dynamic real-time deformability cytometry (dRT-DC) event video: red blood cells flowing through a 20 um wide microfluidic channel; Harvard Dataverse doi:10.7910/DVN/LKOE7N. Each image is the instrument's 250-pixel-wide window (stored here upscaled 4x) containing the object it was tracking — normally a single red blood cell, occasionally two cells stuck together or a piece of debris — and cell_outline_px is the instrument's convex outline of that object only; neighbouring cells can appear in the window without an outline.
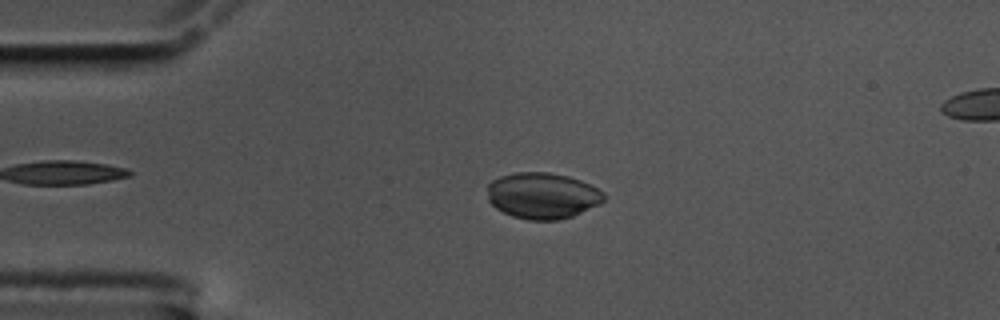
{"species": "common noctule bat (a hibernating species)", "species_latin": "Nyctalus noctula", "temperature_condition": "cold", "stored_images_in_passage": 51, "camera_frame_rate_fps": 3000, "um_per_image_px": 0.085, "animal": {"sex": "male", "body_mass_g": 17.5, "forearm_length_mm": 52.3}, "frame": {"image": 1, "passage_image": 12, "time_ms": 3.667, "image_size_px": [1000, 320], "cell_outline_px": [[604, 200], [600, 204], [572, 216], [560, 220], [528, 220], [512, 216], [496, 208], [488, 200], [488, 184], [492, 180], [500, 176], [516, 172], [548, 172], [568, 176], [580, 180], [604, 192]], "centroid_in_image_um": [46.1, 16.63], "position_along_channel_um": 38.9, "area_um2": 31.33}}
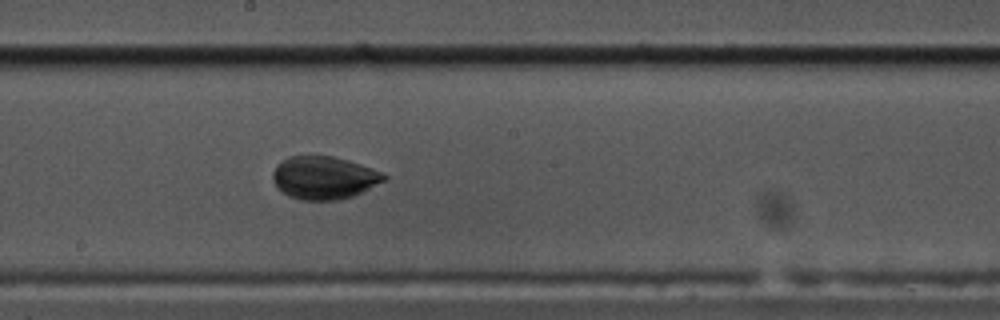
{"frame": {"image": 2, "passage_image": 30, "time_ms": 9.667, "image_size_px": [1000, 320], "cell_outline_px": [[388, 180], [352, 196], [336, 200], [300, 200], [288, 196], [276, 188], [272, 180], [272, 172], [276, 164], [288, 156], [332, 156], [360, 164], [384, 172], [388, 176]], "centroid_in_image_um": [27.52, 15.11], "position_along_channel_um": 220.7, "area_um2": 28.09}}
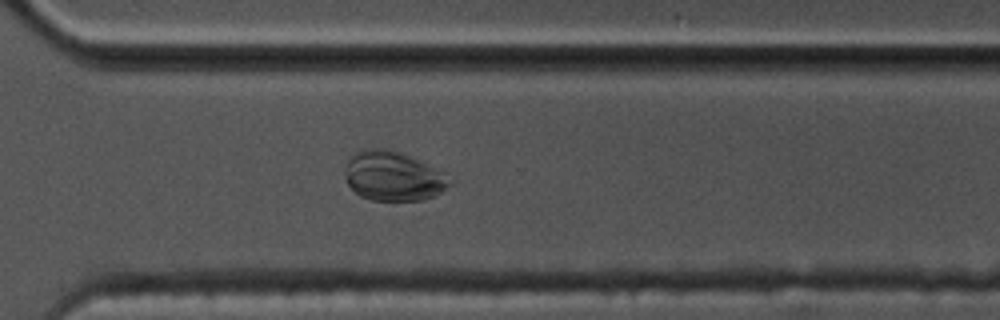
{"frame": {"image": 3, "passage_image": 40, "time_ms": 13.0, "image_size_px": [1000, 320], "cell_outline_px": [[456, 184], [424, 200], [372, 200], [360, 196], [348, 184], [344, 176], [344, 168], [348, 156], [352, 152], [360, 148], [388, 148], [408, 156], [456, 180]], "centroid_in_image_um": [33.37, 14.96], "position_along_channel_um": 337.2, "area_um2": 30.4}, "authors_computed_cell_mechanics": {"area_um2": 29.9404, "velocity_mm_per_s": 3.499, "shape_relaxation_time_tau1_ms": 5.9948, "shape_relaxation_time_tau2_ms": null, "deformation_change_tau1": 0.1541, "deformation_change_tau2": null}}